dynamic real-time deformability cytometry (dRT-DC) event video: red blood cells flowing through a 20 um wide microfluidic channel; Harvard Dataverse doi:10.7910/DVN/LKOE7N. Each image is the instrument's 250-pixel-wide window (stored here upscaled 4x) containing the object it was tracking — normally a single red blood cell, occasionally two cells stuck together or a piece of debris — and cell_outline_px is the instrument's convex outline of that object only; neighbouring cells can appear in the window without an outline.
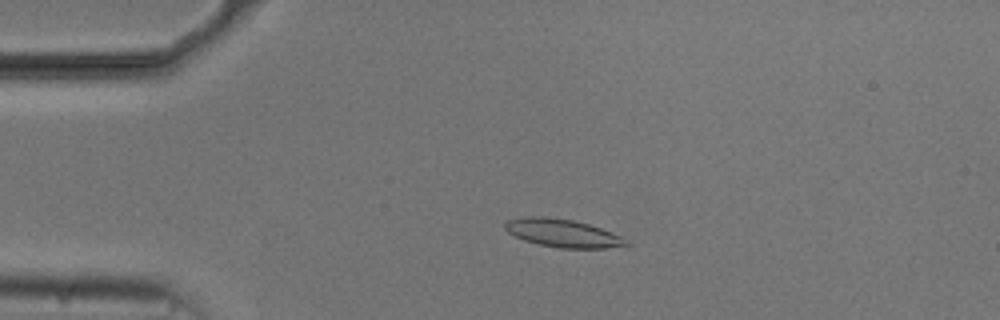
{"species": "common noctule bat (a hibernating species)", "species_latin": "Nyctalus noctula", "temperature_condition": "cold", "stored_images_in_passage": 53, "camera_frame_rate_fps": 3000, "um_per_image_px": 0.085, "animal": {"sex": "male", "body_mass_g": 20.5, "forearm_length_mm": 52.5}, "frame": {"image": 1, "passage_image": 11, "time_ms": 3.333, "image_size_px": [1000, 320], "cell_outline_px": [[632, 244], [604, 248], [560, 248], [540, 244], [524, 240], [508, 232], [504, 228], [504, 224], [508, 220], [528, 216], [540, 216], [572, 220], [588, 224], [612, 232], [628, 240]], "centroid_in_image_um": [47.84, 19.82], "position_along_channel_um": 37.2, "area_um2": 19.54}}
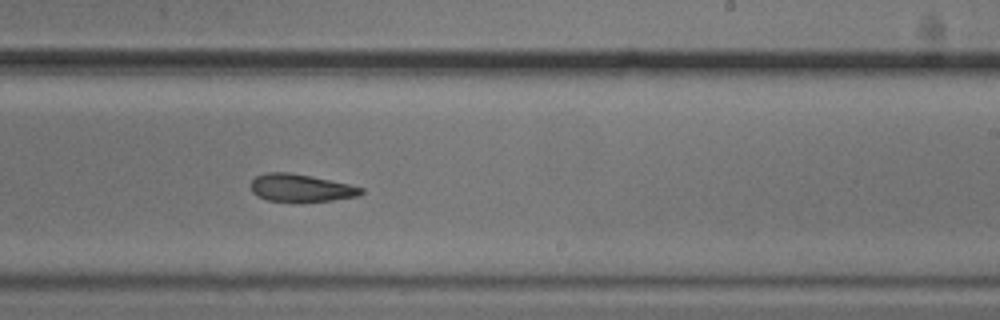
{"frame": {"image": 2, "passage_image": 32, "time_ms": 10.333, "image_size_px": [1000, 320], "cell_outline_px": [[364, 192], [360, 196], [332, 200], [296, 204], [268, 200], [256, 196], [252, 192], [252, 180], [256, 176], [268, 172], [288, 172], [348, 184], [364, 188]], "centroid_in_image_um": [25.57, 16.02], "position_along_channel_um": 263.4, "area_um2": 18.09}}
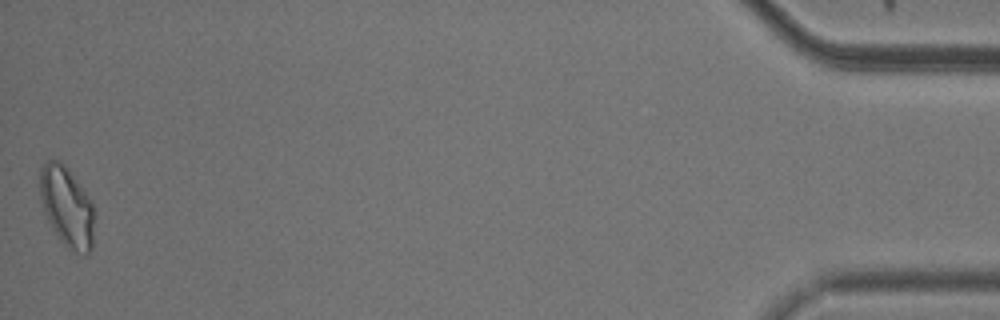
{"frame": {"image": 3, "passage_image": 53, "time_ms": 17.333, "image_size_px": [1000, 320], "cell_outline_px": [[92, 248], [84, 256], [68, 248], [56, 236], [44, 212], [40, 200], [40, 168], [48, 160], [56, 160], [64, 164], [68, 168], [88, 196], [92, 204]], "centroid_in_image_um": [5.65, 17.57], "position_along_channel_um": 429.6, "area_um2": 25.09}, "authors_computed_cell_mechanics": {"area_um2": 19.2474, "velocity_mm_per_s": 3.713, "shape_relaxation_time_tau1_ms": 3.7164, "shape_relaxation_time_tau2_ms": 5.3192, "deformation_change_tau1": 0.1208, "deformation_change_tau2": 0.1268}}